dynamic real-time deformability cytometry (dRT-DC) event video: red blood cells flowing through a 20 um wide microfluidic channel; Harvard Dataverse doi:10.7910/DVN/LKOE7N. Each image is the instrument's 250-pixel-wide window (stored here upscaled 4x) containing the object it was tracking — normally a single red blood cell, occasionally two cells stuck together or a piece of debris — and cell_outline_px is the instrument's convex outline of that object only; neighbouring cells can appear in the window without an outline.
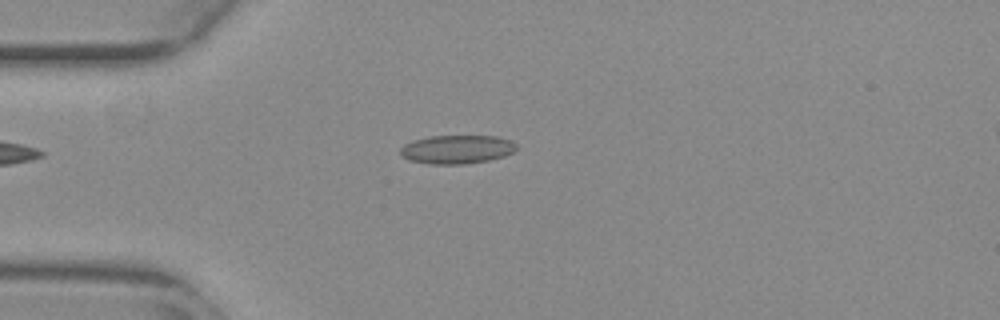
{"species": "common noctule bat (a hibernating species)", "species_latin": "Nyctalus noctula", "temperature_condition": "warm", "stored_images_in_passage": 40, "camera_frame_rate_fps": 3000, "um_per_image_px": 0.085, "animal": {"sex": "female", "body_mass_g": 29.2, "forearm_length_mm": 56.3}, "frame": {"image": 1, "passage_image": 1, "time_ms": 0.0, "image_size_px": [1000, 320], "cell_outline_px": [[516, 148], [512, 152], [504, 156], [488, 160], [464, 164], [428, 164], [408, 160], [400, 156], [400, 148], [404, 144], [412, 140], [428, 136], [496, 136], [512, 140], [516, 144]], "centroid_in_image_um": [38.79, 12.69], "position_along_channel_um": 46.2, "area_um2": 19.54}}
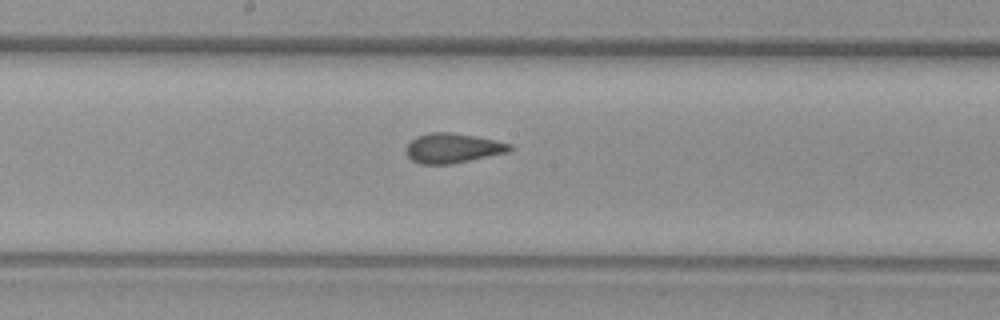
{"frame": {"image": 2, "passage_image": 15, "time_ms": 4.667, "image_size_px": [1000, 320], "cell_outline_px": [[512, 148], [508, 152], [448, 164], [420, 164], [412, 160], [404, 152], [404, 148], [416, 136], [428, 132], [452, 132], [496, 140], [512, 144]], "centroid_in_image_um": [38.43, 12.58], "position_along_channel_um": 209.8, "area_um2": 17.92}}
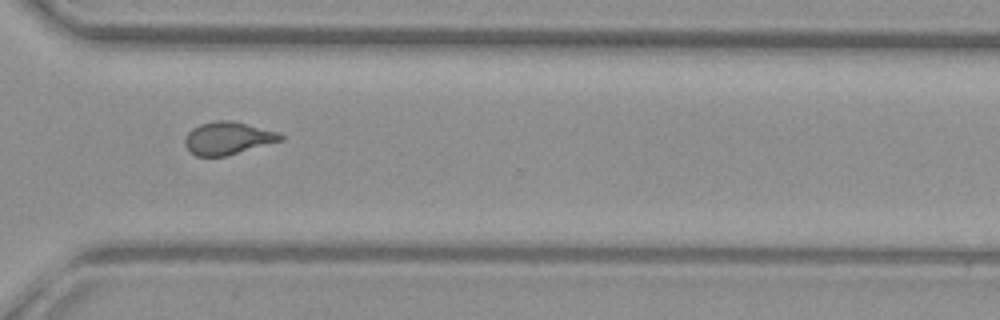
{"frame": {"image": 3, "passage_image": 26, "time_ms": 8.333, "image_size_px": [1000, 320], "cell_outline_px": [[284, 140], [224, 156], [196, 156], [188, 152], [184, 144], [184, 140], [188, 132], [192, 128], [200, 124], [216, 120], [232, 120], [280, 132], [284, 136]], "centroid_in_image_um": [19.36, 11.74], "position_along_channel_um": 351.2, "area_um2": 18.38}, "authors_computed_cell_mechanics": {"area_um2": 18.2648, "velocity_mm_per_s": 3.8649, "shape_relaxation_time_tau1_ms": null, "shape_relaxation_time_tau2_ms": 1.2868, "deformation_change_tau1": null, "deformation_change_tau2": 0.0825}}